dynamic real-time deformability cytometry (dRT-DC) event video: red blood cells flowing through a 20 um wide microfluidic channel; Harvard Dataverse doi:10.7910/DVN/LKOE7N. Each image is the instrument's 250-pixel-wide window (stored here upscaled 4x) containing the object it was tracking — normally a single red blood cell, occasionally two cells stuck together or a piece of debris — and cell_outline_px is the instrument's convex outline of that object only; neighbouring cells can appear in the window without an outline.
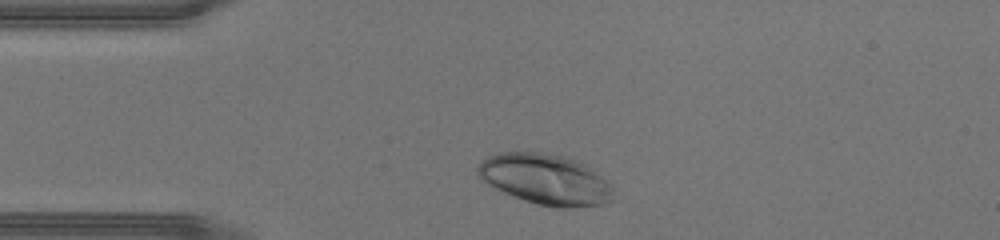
{"species": "human", "species_latin": "Homo sapiens", "temperature_condition": "warm", "stored_images_in_passage": 28, "camera_frame_rate_fps": 3000, "um_per_image_px": 0.085, "donor": {"sex": "male"}, "frame": {"image": 1, "passage_image": 3, "time_ms": 0.667, "image_size_px": [1000, 240], "cell_outline_px": [[620, 200], [604, 204], [568, 208], [556, 208], [536, 204], [524, 200], [504, 192], [488, 184], [476, 172], [476, 168], [488, 156], [500, 152], [540, 152], [564, 156], [576, 160], [584, 164], [612, 184]], "centroid_in_image_um": [46.46, 15.27], "position_along_channel_um": 38.5, "area_um2": 40.34}}
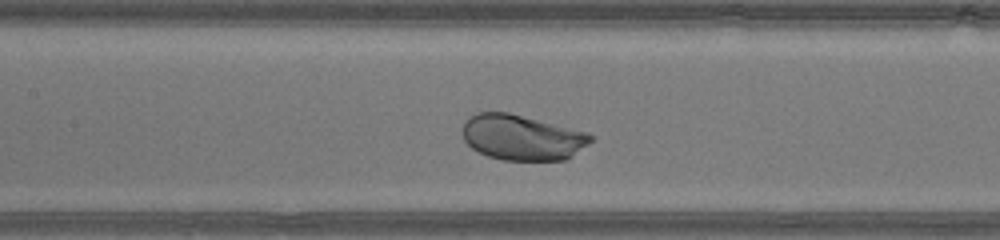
{"frame": {"image": 2, "passage_image": 13, "time_ms": 4.0, "image_size_px": [1000, 240], "cell_outline_px": [[596, 136], [588, 144], [572, 156], [564, 160], [504, 160], [488, 156], [472, 148], [464, 140], [460, 132], [464, 120], [468, 116], [476, 112], [508, 112], [588, 132]], "centroid_in_image_um": [44.34, 11.67], "position_along_channel_um": 163.1, "area_um2": 34.22}}
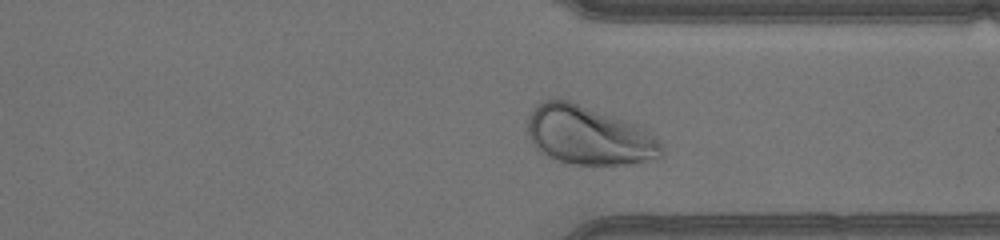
{"frame": {"image": 3, "passage_image": 26, "time_ms": 8.333, "image_size_px": [1000, 240], "cell_outline_px": [[664, 156], [660, 160], [636, 164], [572, 164], [556, 160], [540, 152], [532, 144], [528, 136], [528, 116], [536, 104], [552, 96], [568, 100], [636, 124], [644, 128], [664, 148]], "centroid_in_image_um": [50.04, 11.52], "position_along_channel_um": 361.4, "area_um2": 46.36}}